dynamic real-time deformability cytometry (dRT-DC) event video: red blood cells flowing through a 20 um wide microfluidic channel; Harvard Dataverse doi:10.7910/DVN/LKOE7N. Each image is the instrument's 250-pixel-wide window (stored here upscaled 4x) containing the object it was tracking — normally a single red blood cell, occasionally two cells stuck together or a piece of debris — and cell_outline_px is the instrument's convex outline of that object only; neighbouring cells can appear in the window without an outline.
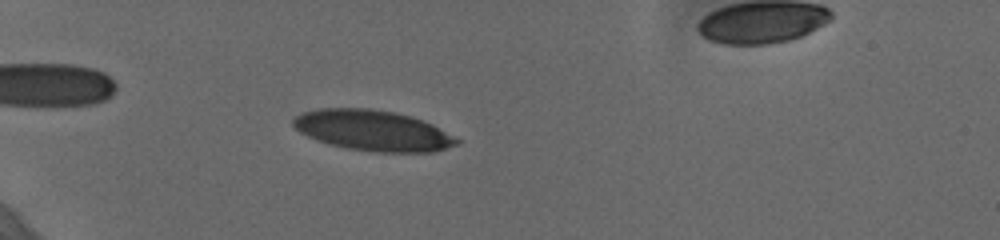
{"species": "human", "species_latin": "Homo sapiens", "temperature_condition": "cold", "stored_images_in_passage": 59, "camera_frame_rate_fps": 3000, "um_per_image_px": 0.085, "donor": {"sex": "female"}, "frame": {"image": 1, "passage_image": 20, "time_ms": 6.333, "image_size_px": [1000, 240], "cell_outline_px": [[460, 140], [456, 144], [432, 152], [376, 152], [348, 148], [328, 144], [308, 136], [300, 132], [292, 124], [292, 120], [300, 112], [320, 108], [368, 108], [392, 112], [408, 116], [432, 124]], "centroid_in_image_um": [31.63, 11.09], "position_along_channel_um": 53.4, "area_um2": 38.26}}
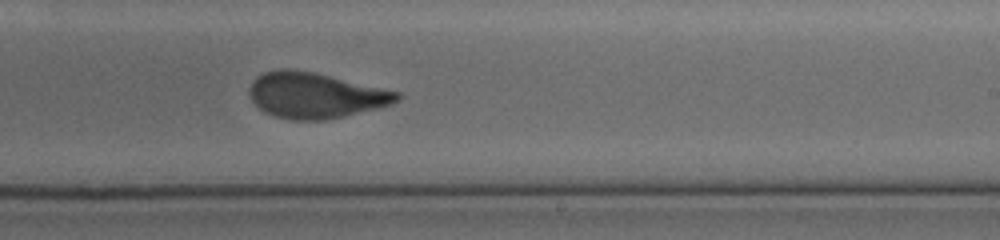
{"frame": {"image": 2, "passage_image": 40, "time_ms": 13.0, "image_size_px": [1000, 240], "cell_outline_px": [[400, 100], [392, 104], [344, 116], [324, 120], [292, 120], [276, 116], [260, 108], [248, 96], [248, 88], [252, 80], [256, 76], [264, 72], [280, 68], [292, 68], [312, 72], [400, 92]], "centroid_in_image_um": [26.76, 8.09], "position_along_channel_um": 262.2, "area_um2": 39.07}}
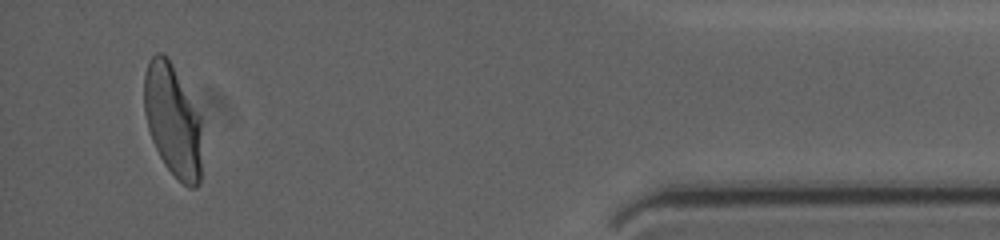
{"frame": {"image": 3, "passage_image": 57, "time_ms": 18.667, "image_size_px": [1000, 240], "cell_outline_px": [[200, 184], [196, 188], [188, 188], [164, 164], [152, 140], [148, 128], [144, 112], [144, 76], [148, 60], [156, 52], [164, 52], [172, 64], [200, 116]], "centroid_in_image_um": [14.66, 10.21], "position_along_channel_um": 420.5, "area_um2": 37.51}, "authors_computed_cell_mechanics": {"area_um2": 38.2058, "velocity_mm_per_s": 3.6423, "shape_relaxation_time_tau1_ms": 4.8639, "shape_relaxation_time_tau2_ms": 0.9661, "deformation_change_tau1": 0.1982, "deformation_change_tau2": 0.0658}}